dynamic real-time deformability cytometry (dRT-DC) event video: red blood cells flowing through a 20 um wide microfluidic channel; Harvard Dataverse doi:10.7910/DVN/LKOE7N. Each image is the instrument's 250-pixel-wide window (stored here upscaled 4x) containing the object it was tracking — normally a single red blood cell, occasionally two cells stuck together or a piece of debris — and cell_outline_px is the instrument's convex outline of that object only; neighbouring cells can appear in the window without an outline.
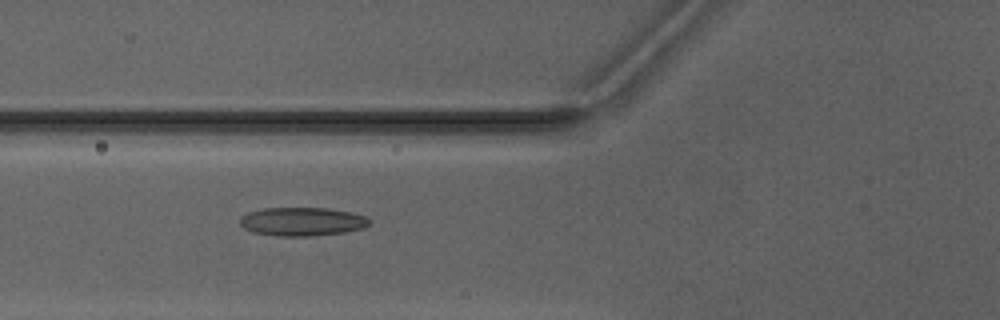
{"species": "Egyptian fruit bat (a non-hibernating species)", "species_latin": "Rousettus aegyptiacus", "temperature_condition": "warm", "stored_images_in_passage": 6, "camera_frame_rate_fps": 3000, "um_per_image_px": 0.085, "animal": {"sex": "male"}, "frame": {"image": 1, "passage_image": 6, "time_ms": 6.0, "image_size_px": [1000, 320], "cell_outline_px": [[372, 220], [364, 228], [344, 232], [316, 236], [276, 236], [252, 232], [244, 228], [240, 224], [240, 216], [248, 212], [264, 208], [328, 208], [352, 212], [368, 216]], "centroid_in_image_um": [25.7, 18.83], "position_along_channel_um": 100.1, "area_um2": 21.85}}